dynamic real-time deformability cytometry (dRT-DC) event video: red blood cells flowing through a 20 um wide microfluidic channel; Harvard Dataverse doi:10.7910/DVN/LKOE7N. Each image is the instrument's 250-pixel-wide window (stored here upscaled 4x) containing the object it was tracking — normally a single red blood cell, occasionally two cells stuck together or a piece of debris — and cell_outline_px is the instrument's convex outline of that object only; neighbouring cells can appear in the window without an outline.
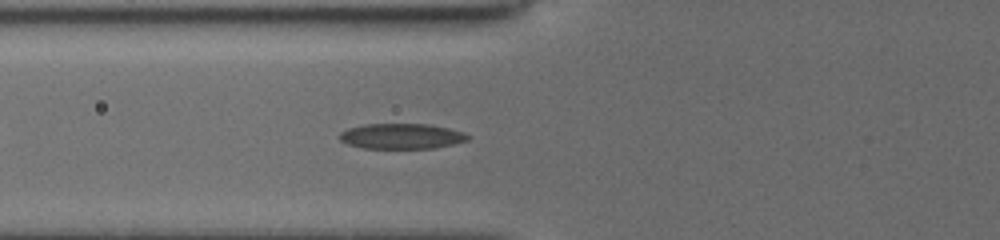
{"species": "common noctule bat (a hibernating species)", "species_latin": "Nyctalus noctula", "temperature_condition": "cold", "stored_images_in_passage": 23, "segment_of_instrument_passage": [1, 2], "camera_frame_rate_fps": 3000, "um_per_image_px": 0.085, "animal": {"sex": "female", "body_mass_g": 19.5, "forearm_length_mm": 54.1}, "frame": {"image": 1, "passage_image": 7, "time_ms": 2.0, "image_size_px": [1000, 240], "cell_outline_px": [[468, 140], [452, 144], [432, 148], [364, 148], [348, 144], [340, 140], [340, 132], [348, 128], [364, 124], [428, 124], [448, 128], [464, 132], [468, 136]], "centroid_in_image_um": [34.11, 11.57], "position_along_channel_um": 91.7, "area_um2": 18.79}}
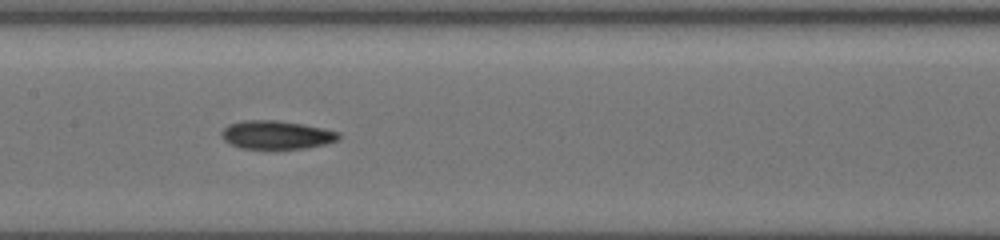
{"frame": {"image": 2, "passage_image": 14, "time_ms": 4.333, "image_size_px": [1000, 240], "cell_outline_px": [[340, 136], [336, 140], [328, 144], [304, 148], [240, 148], [228, 144], [220, 136], [220, 132], [228, 124], [244, 120], [276, 120], [304, 124], [340, 132]], "centroid_in_image_um": [23.46, 11.46], "position_along_channel_um": 183.9, "area_um2": 19.48}}
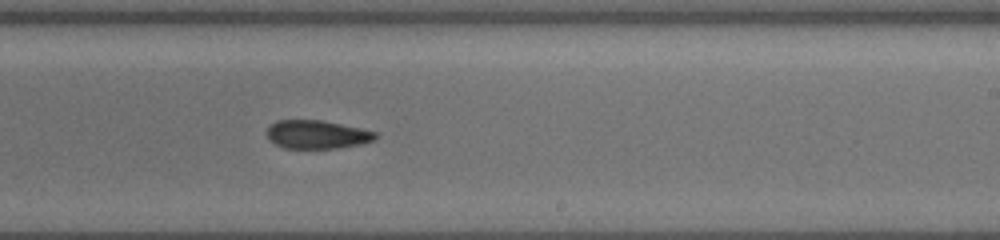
{"frame": {"image": 3, "passage_image": 20, "time_ms": 6.333, "image_size_px": [1000, 240], "cell_outline_px": [[376, 140], [360, 144], [336, 148], [284, 148], [268, 140], [268, 128], [276, 120], [320, 120], [340, 124], [376, 132]], "centroid_in_image_um": [26.92, 11.43], "position_along_channel_um": 262.1, "area_um2": 17.74}}